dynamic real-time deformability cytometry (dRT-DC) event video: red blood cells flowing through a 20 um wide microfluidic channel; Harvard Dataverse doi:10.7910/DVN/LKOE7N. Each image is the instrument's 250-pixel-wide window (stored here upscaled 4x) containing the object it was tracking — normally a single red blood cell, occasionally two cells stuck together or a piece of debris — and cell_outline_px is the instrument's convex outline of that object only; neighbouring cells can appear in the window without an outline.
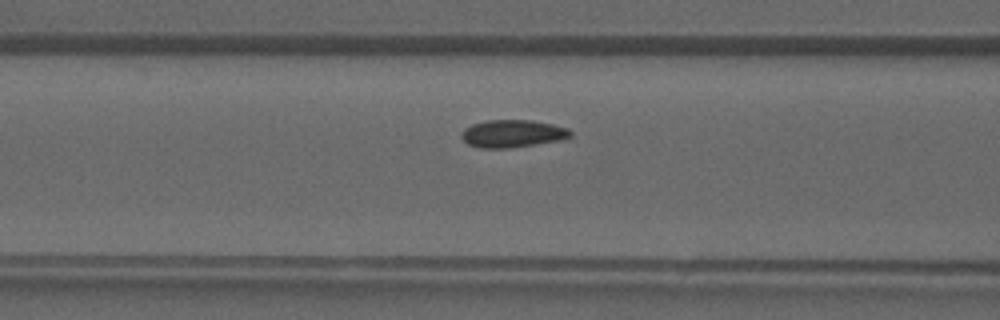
{"species": "common noctule bat (a hibernating species)", "species_latin": "Nyctalus noctula", "temperature_condition": "warm", "stored_images_in_passage": 38, "camera_frame_rate_fps": 3000, "um_per_image_px": 0.085, "animal": {"sex": "male", "forearm_length_mm": 52.5}, "frame": {"image": 1, "passage_image": 14, "time_ms": 4.333, "image_size_px": [1000, 320], "cell_outline_px": [[572, 136], [564, 140], [508, 148], [480, 148], [468, 144], [460, 136], [464, 128], [472, 124], [484, 120], [532, 120], [552, 124], [568, 128], [572, 132]], "centroid_in_image_um": [43.58, 11.35], "position_along_channel_um": 123.0, "area_um2": 17.69}}
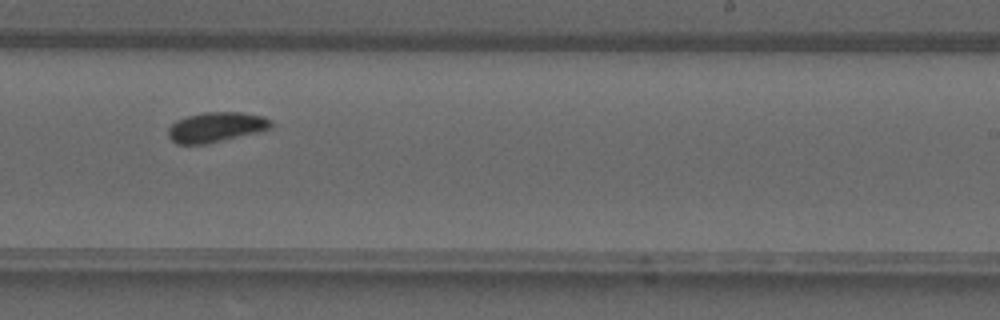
{"frame": {"image": 2, "passage_image": 23, "time_ms": 7.333, "image_size_px": [1000, 320], "cell_outline_px": [[272, 128], [208, 144], [176, 144], [168, 136], [168, 128], [176, 120], [188, 116], [204, 112], [244, 112], [264, 116], [272, 120]], "centroid_in_image_um": [18.37, 10.8], "position_along_channel_um": 270.6, "area_um2": 18.03}}
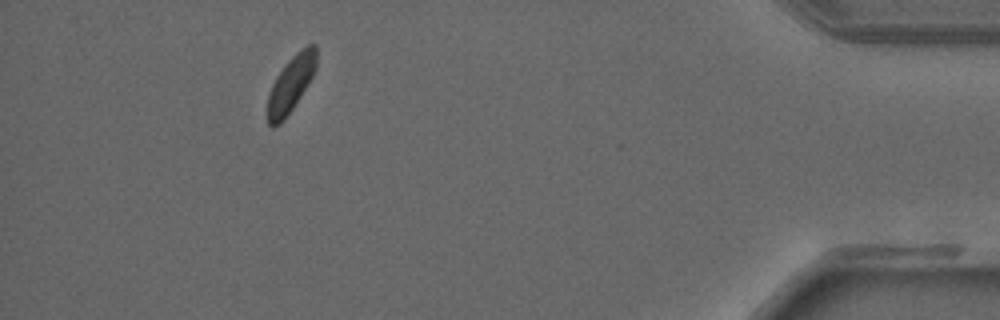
{"frame": {"image": 3, "passage_image": 35, "time_ms": 11.333, "image_size_px": [1000, 320], "cell_outline_px": [[316, 68], [308, 84], [284, 120], [276, 128], [272, 128], [268, 124], [268, 96], [272, 84], [276, 76], [284, 64], [300, 48], [308, 44], [316, 44]], "centroid_in_image_um": [24.72, 7.13], "position_along_channel_um": 410.5, "area_um2": 15.95}}